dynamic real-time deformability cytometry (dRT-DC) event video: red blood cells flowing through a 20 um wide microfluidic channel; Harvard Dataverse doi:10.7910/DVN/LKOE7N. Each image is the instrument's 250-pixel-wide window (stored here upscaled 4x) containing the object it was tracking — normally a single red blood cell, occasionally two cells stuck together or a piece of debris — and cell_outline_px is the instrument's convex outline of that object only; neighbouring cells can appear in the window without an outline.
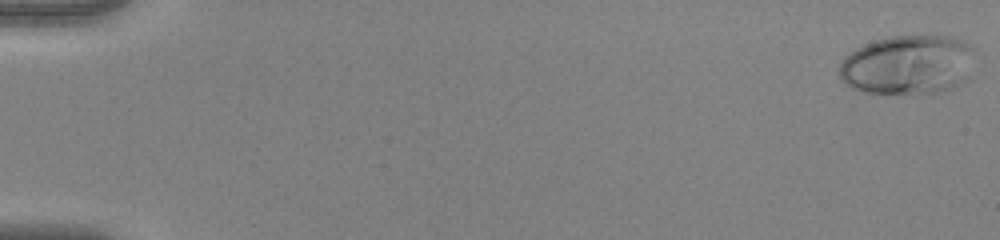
{"species": "human", "species_latin": "Homo sapiens", "temperature_condition": "warm", "stored_images_in_passage": 54, "camera_frame_rate_fps": 3000, "um_per_image_px": 0.085, "donor": {"sex": "female"}, "frame": {"image": 1, "passage_image": 1, "time_ms": 0.0, "image_size_px": [1000, 240], "cell_outline_px": [[972, 48], [968, 80], [964, 84], [956, 88], [940, 92], [864, 92], [852, 88], [844, 84], [840, 80], [840, 64], [856, 48], [876, 40], [892, 36], [952, 36], [964, 40], [972, 44]], "centroid_in_image_um": [77.21, 5.51], "position_along_channel_um": 7.8, "area_um2": 46.7}}
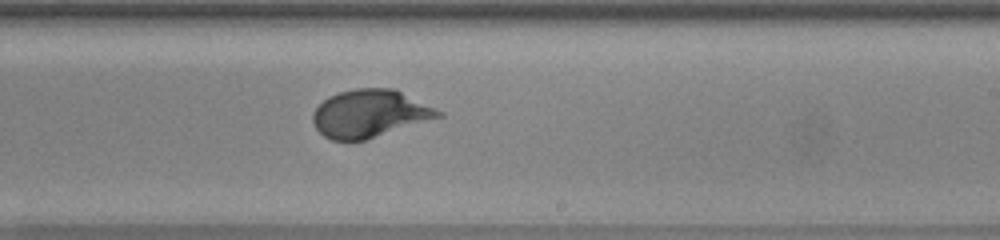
{"frame": {"image": 2, "passage_image": 34, "time_ms": 11.0, "image_size_px": [1000, 240], "cell_outline_px": [[444, 116], [364, 140], [332, 140], [324, 136], [316, 128], [312, 120], [312, 112], [328, 96], [340, 92], [356, 88], [396, 88], [444, 112]], "centroid_in_image_um": [31.45, 9.64], "position_along_channel_um": 257.5, "area_um2": 34.85}}
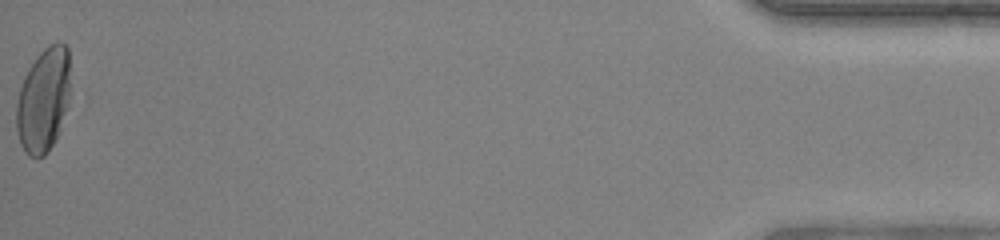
{"frame": {"image": 3, "passage_image": 54, "time_ms": 17.667, "image_size_px": [1000, 240], "cell_outline_px": [[68, 92], [64, 112], [56, 136], [48, 152], [44, 156], [36, 160], [28, 156], [24, 152], [20, 144], [16, 128], [16, 104], [20, 88], [24, 76], [28, 68], [36, 56], [48, 44], [60, 40], [68, 48]], "centroid_in_image_um": [3.63, 8.51], "position_along_channel_um": 431.6, "area_um2": 32.48}, "authors_computed_cell_mechanics": {"area_um2": 35.2002, "velocity_mm_per_s": 3.9302, "shape_relaxation_time_tau1_ms": 3.1761, "shape_relaxation_time_tau2_ms": null, "deformation_change_tau1": 0.1949, "deformation_change_tau2": null}}